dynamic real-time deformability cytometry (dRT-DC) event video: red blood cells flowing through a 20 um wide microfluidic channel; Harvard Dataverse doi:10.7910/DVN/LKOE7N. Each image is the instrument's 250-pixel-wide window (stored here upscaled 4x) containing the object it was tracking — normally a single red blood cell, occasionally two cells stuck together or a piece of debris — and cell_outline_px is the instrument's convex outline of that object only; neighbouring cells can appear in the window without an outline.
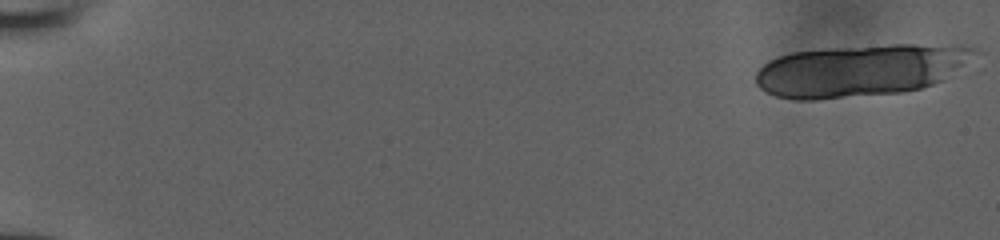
{"species": "human", "species_latin": "Homo sapiens", "temperature_condition": "room temperature", "stored_images_in_passage": 20, "camera_frame_rate_fps": 3000, "um_per_image_px": 0.085, "donor": {"sex": "male"}, "frame": {"image": 1, "passage_image": 1, "time_ms": 0.0, "image_size_px": [1000, 240], "cell_outline_px": [[984, 52], [940, 80], [932, 84], [920, 88], [900, 92], [816, 100], [796, 100], [776, 96], [760, 88], [756, 84], [756, 72], [768, 60], [792, 52], [892, 44], [912, 44], [976, 48]], "centroid_in_image_um": [73.1, 5.99], "position_along_channel_um": 11.9, "area_um2": 65.55}}